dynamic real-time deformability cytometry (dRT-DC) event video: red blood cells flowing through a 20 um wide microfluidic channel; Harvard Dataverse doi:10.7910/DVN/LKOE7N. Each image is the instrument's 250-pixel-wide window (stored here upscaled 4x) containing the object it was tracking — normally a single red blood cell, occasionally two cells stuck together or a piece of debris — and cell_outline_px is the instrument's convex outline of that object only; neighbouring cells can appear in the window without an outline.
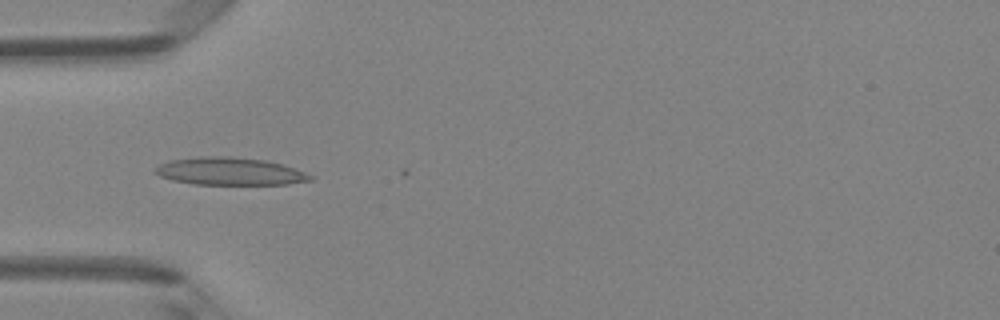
{"species": "Egyptian fruit bat (a non-hibernating species)", "species_latin": "Rousettus aegyptiacus", "temperature_condition": "room temperature", "stored_images_in_passage": 4, "camera_frame_rate_fps": 3000, "um_per_image_px": 0.085, "animal": {"sex": "female"}, "frame": {"image": 1, "passage_image": 4, "time_ms": 1.0, "image_size_px": [1000, 320], "cell_outline_px": [[312, 180], [288, 184], [192, 184], [172, 180], [160, 176], [152, 172], [160, 164], [168, 160], [200, 156], [232, 156], [268, 160], [284, 164], [304, 172], [312, 176]], "centroid_in_image_um": [19.51, 14.55], "position_along_channel_um": 65.5, "area_um2": 25.14}}